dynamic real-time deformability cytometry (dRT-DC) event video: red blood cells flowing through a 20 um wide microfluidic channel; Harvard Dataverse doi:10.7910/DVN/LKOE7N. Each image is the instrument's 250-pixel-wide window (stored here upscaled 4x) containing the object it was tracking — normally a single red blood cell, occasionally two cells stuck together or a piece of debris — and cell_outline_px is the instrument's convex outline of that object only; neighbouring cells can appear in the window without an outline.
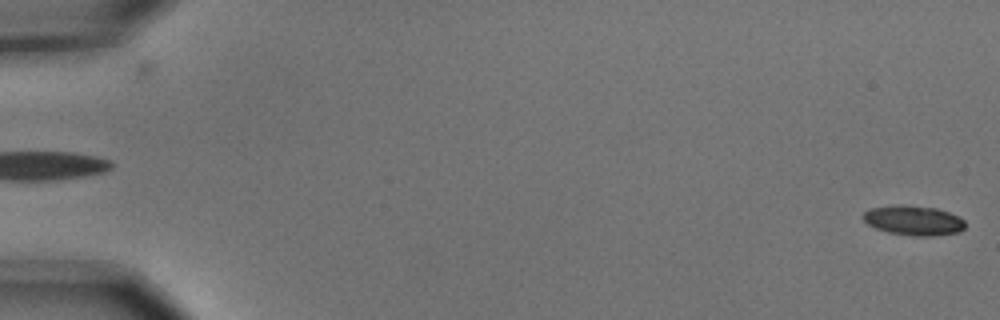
{"species": "common noctule bat (a hibernating species)", "species_latin": "Nyctalus noctula", "temperature_condition": "cold", "stored_images_in_passage": 6, "segment_of_instrument_passage": [2, 2], "camera_frame_rate_fps": 3000, "um_per_image_px": 0.085, "animal": {"sex": "male", "body_mass_g": 15.6}, "frame": {"image": 1, "passage_image": 6, "time_ms": 1.667, "image_size_px": [1000, 320], "cell_outline_px": [[964, 228], [960, 232], [932, 236], [912, 236], [888, 232], [876, 228], [868, 224], [860, 216], [868, 208], [896, 204], [900, 204], [936, 208], [960, 216], [964, 220]], "centroid_in_image_um": [77.63, 18.72], "position_along_channel_um": 7.4, "area_um2": 17.92}}